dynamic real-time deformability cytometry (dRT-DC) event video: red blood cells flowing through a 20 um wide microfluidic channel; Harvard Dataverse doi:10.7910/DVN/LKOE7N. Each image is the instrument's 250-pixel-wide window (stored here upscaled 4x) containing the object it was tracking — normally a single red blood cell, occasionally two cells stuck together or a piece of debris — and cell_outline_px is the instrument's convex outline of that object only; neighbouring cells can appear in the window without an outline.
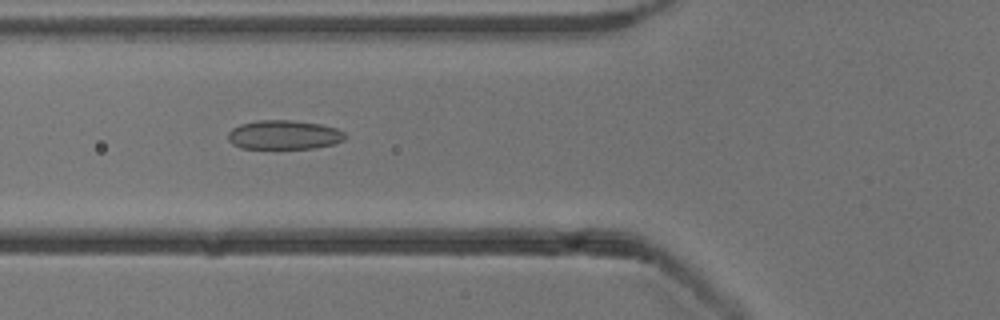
{"species": "common noctule bat (a hibernating species)", "species_latin": "Nyctalus noctula", "temperature_condition": "cold", "stored_images_in_passage": 49, "camera_frame_rate_fps": 3000, "um_per_image_px": 0.085, "animal": {"sex": "male", "body_mass_g": 13.3}, "frame": {"image": 1, "passage_image": 16, "time_ms": 5.0, "image_size_px": [1000, 320], "cell_outline_px": [[348, 136], [344, 140], [332, 144], [316, 148], [240, 148], [232, 144], [228, 140], [228, 132], [232, 128], [240, 124], [256, 120], [292, 120], [320, 124], [336, 128], [344, 132]], "centroid_in_image_um": [24.13, 11.46], "position_along_channel_um": 101.7, "area_um2": 20.0}}
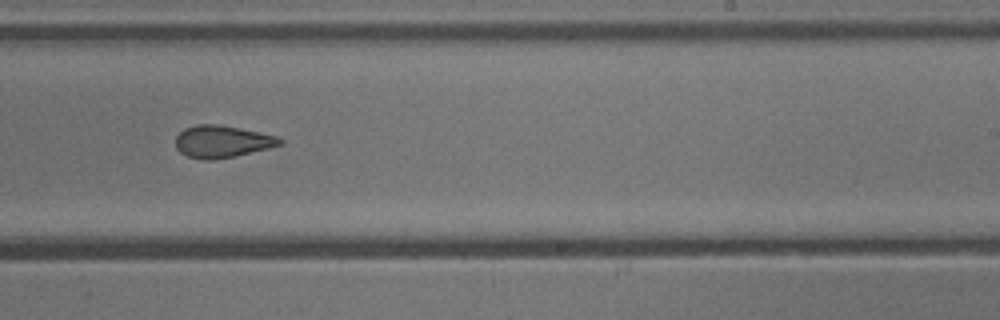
{"frame": {"image": 2, "passage_image": 29, "time_ms": 9.333, "image_size_px": [1000, 320], "cell_outline_px": [[284, 140], [280, 144], [268, 148], [232, 156], [212, 160], [200, 160], [188, 156], [180, 152], [176, 148], [176, 136], [184, 128], [196, 124], [216, 124], [276, 136]], "centroid_in_image_um": [18.81, 12.03], "position_along_channel_um": 270.2, "area_um2": 19.13}}
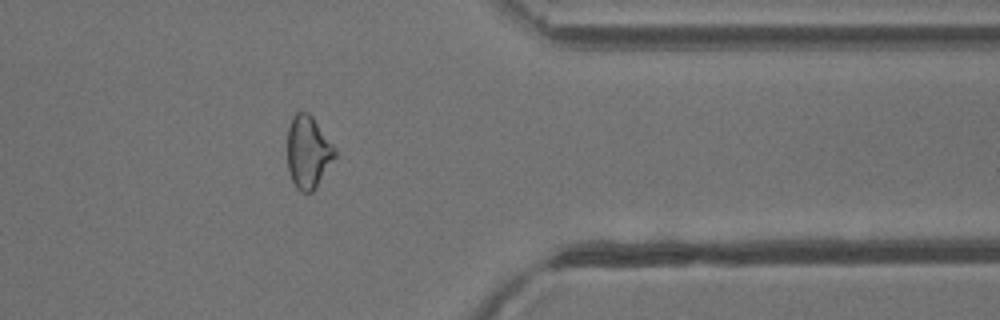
{"frame": {"image": 3, "passage_image": 39, "time_ms": 12.667, "image_size_px": [1000, 320], "cell_outline_px": [[336, 156], [316, 188], [312, 192], [300, 192], [296, 188], [292, 180], [288, 168], [288, 128], [292, 116], [296, 112], [308, 112], [312, 116], [332, 144], [336, 152]], "centroid_in_image_um": [26.18, 12.94], "position_along_channel_um": 385.2, "area_um2": 19.94}, "authors_computed_cell_mechanics": {"area_um2": 20.6924, "velocity_mm_per_s": 3.8798, "shape_relaxation_time_tau1_ms": null, "shape_relaxation_time_tau2_ms": 2.8365, "deformation_change_tau1": null, "deformation_change_tau2": 0.1043}}